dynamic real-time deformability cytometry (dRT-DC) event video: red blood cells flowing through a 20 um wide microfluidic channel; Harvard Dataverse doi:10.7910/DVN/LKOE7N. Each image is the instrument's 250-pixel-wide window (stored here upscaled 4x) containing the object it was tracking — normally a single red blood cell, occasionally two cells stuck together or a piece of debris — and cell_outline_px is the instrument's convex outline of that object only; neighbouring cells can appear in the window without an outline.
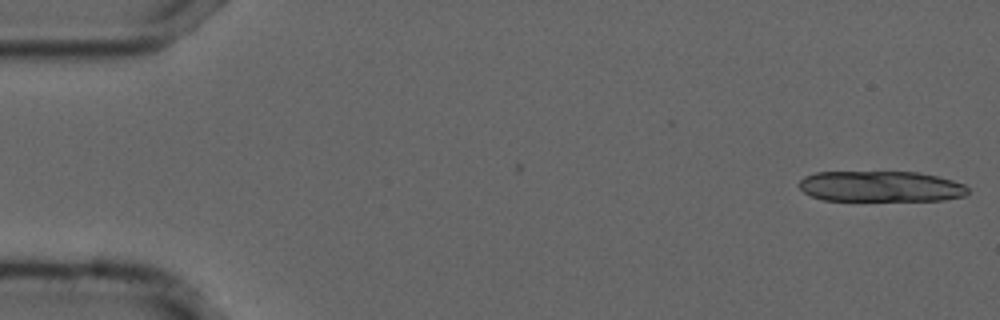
{"species": "common noctule bat (a hibernating species)", "species_latin": "Nyctalus noctula", "temperature_condition": "cold", "stored_images_in_passage": 3, "camera_frame_rate_fps": 3000, "um_per_image_px": 0.085, "animal": {"sex": "male", "forearm_length_mm": 52.5}, "frame": {"image": 1, "passage_image": 3, "time_ms": 0.667, "image_size_px": [1000, 320], "cell_outline_px": [[968, 192], [964, 196], [944, 200], [824, 200], [812, 196], [804, 192], [800, 188], [800, 180], [804, 176], [816, 172], [920, 172], [952, 180], [964, 184], [968, 188]], "centroid_in_image_um": [74.87, 15.84], "position_along_channel_um": 10.1, "area_um2": 30.17}}